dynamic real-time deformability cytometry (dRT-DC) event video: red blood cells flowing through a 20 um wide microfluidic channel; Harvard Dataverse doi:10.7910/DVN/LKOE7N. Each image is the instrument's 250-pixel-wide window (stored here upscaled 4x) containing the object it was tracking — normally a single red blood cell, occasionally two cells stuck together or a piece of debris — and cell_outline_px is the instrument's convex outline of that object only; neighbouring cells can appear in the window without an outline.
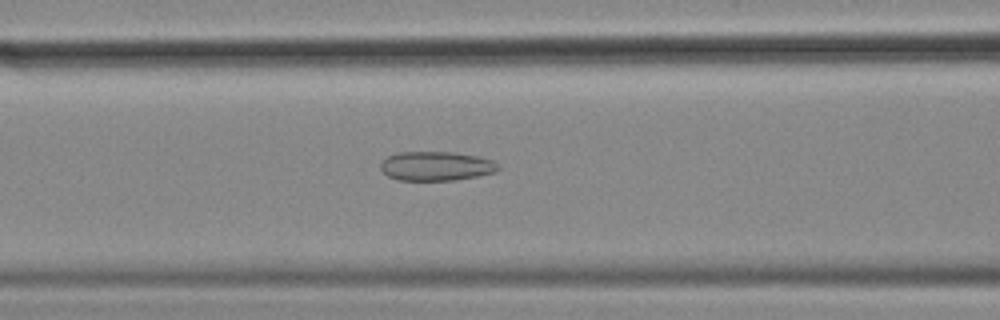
{"species": "common noctule bat (a hibernating species)", "species_latin": "Nyctalus noctula", "temperature_condition": "cold", "stored_images_in_passage": 56, "camera_frame_rate_fps": 3000, "um_per_image_px": 0.085, "animal": {"sex": "female", "body_mass_g": 18.4}, "frame": {"image": 1, "passage_image": 22, "time_ms": 7.0, "image_size_px": [1000, 320], "cell_outline_px": [[500, 168], [496, 172], [456, 180], [400, 180], [388, 176], [380, 168], [380, 164], [388, 156], [396, 152], [456, 152], [480, 156], [492, 160], [500, 164]], "centroid_in_image_um": [37.12, 14.1], "position_along_channel_um": 129.5, "area_um2": 20.17}}
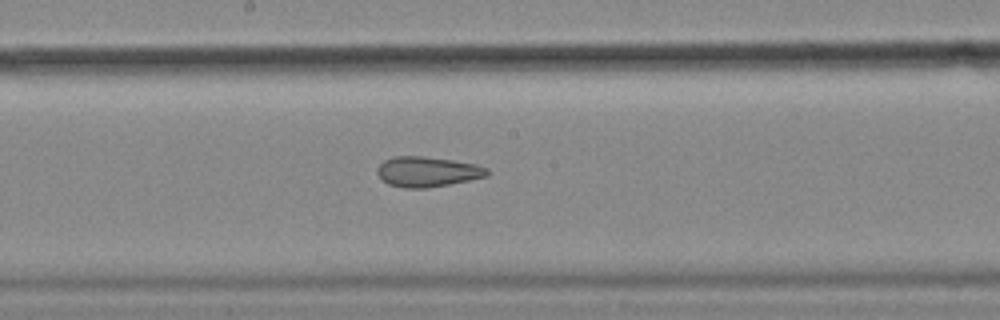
{"frame": {"image": 2, "passage_image": 29, "time_ms": 9.333, "image_size_px": [1000, 320], "cell_outline_px": [[492, 172], [488, 176], [428, 188], [404, 188], [388, 184], [376, 172], [376, 168], [384, 160], [392, 156], [424, 156], [452, 160], [476, 164], [488, 168]], "centroid_in_image_um": [36.34, 14.59], "position_along_channel_um": 211.9, "area_um2": 19.42}}
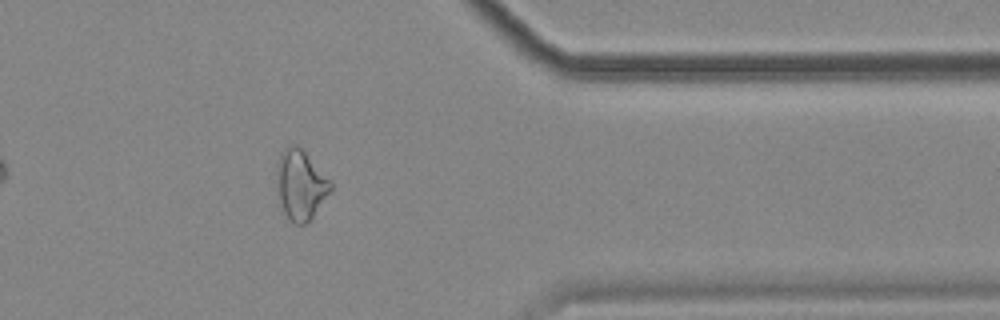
{"frame": {"image": 3, "passage_image": 45, "time_ms": 14.667, "image_size_px": [1000, 320], "cell_outline_px": [[332, 188], [312, 220], [304, 224], [292, 224], [288, 220], [284, 212], [280, 200], [276, 164], [280, 152], [284, 148], [292, 144], [296, 144], [304, 152], [332, 184]], "centroid_in_image_um": [25.53, 15.75], "position_along_channel_um": 385.9, "area_um2": 21.56}, "authors_computed_cell_mechanics": {"area_um2": 23.3801, "velocity_mm_per_s": 3.5384, "shape_relaxation_time_tau1_ms": null, "shape_relaxation_time_tau2_ms": 2.7692, "deformation_change_tau1": null, "deformation_change_tau2": 0.1036}}